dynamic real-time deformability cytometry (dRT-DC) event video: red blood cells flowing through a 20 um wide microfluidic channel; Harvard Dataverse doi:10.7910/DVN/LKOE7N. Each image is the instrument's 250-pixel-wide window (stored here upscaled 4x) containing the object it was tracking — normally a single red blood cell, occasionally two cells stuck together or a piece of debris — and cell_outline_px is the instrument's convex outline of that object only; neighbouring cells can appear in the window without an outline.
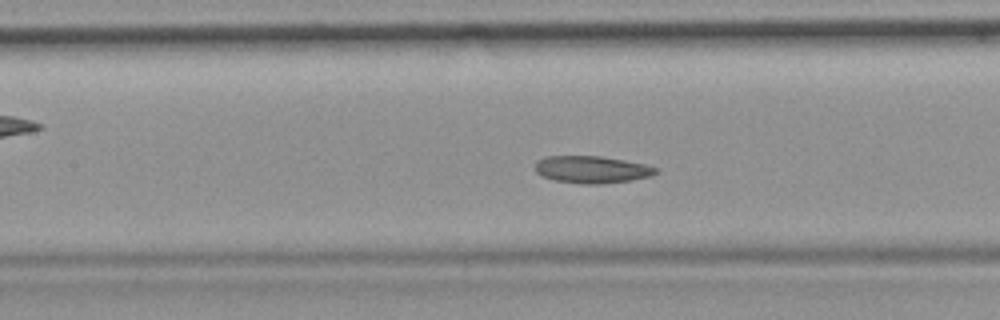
{"species": "common noctule bat (a hibernating species)", "species_latin": "Nyctalus noctula", "temperature_condition": "room temperature", "stored_images_in_passage": 50, "camera_frame_rate_fps": 3000, "um_per_image_px": 0.085, "animal": {"sex": "female", "body_mass_g": 19.9}, "frame": {"image": 1, "passage_image": 22, "time_ms": 7.0, "image_size_px": [1000, 320], "cell_outline_px": [[660, 172], [652, 176], [632, 180], [596, 184], [580, 184], [556, 180], [540, 176], [536, 172], [536, 160], [544, 156], [600, 156], [624, 160], [644, 164], [660, 168]], "centroid_in_image_um": [50.33, 14.41], "position_along_channel_um": 157.1, "area_um2": 19.31}}